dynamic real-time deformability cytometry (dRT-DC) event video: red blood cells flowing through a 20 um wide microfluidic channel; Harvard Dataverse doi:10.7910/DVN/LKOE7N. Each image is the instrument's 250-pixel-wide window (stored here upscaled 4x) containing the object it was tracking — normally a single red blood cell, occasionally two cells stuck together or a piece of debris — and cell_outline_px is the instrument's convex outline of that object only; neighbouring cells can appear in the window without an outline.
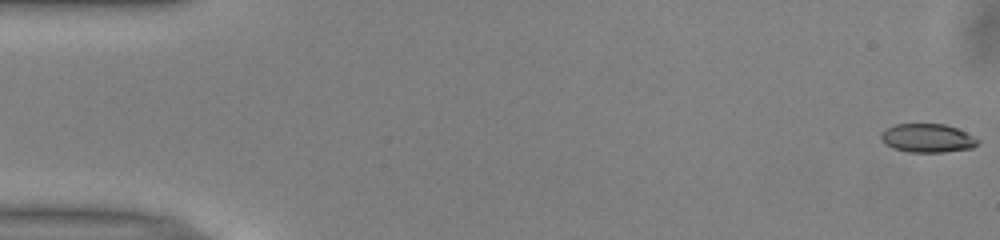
{"species": "common noctule bat (a hibernating species)", "species_latin": "Nyctalus noctula", "temperature_condition": "warm", "stored_images_in_passage": 52, "camera_frame_rate_fps": 3000, "um_per_image_px": 0.085, "animal": {"sex": "male", "body_mass_g": 13.0, "forearm_length_mm": 53.1}, "frame": {"image": 1, "passage_image": 1, "time_ms": 0.0, "image_size_px": [1000, 240], "cell_outline_px": [[980, 144], [972, 148], [944, 152], [908, 152], [892, 148], [884, 144], [880, 140], [880, 132], [896, 124], [944, 124], [956, 128], [980, 140]], "centroid_in_image_um": [78.81, 11.75], "position_along_channel_um": 6.2, "area_um2": 16.24}}
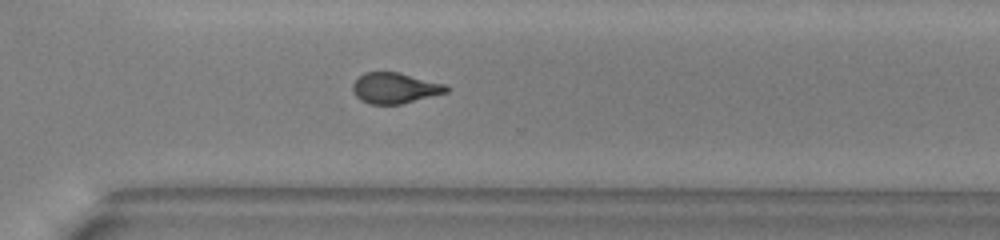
{"frame": {"image": 2, "passage_image": 37, "time_ms": 12.0, "image_size_px": [1000, 240], "cell_outline_px": [[448, 92], [400, 104], [372, 104], [360, 100], [356, 96], [352, 88], [352, 84], [364, 72], [400, 72], [444, 84], [448, 88]], "centroid_in_image_um": [33.55, 7.48], "position_along_channel_um": 337.1, "area_um2": 16.59}}
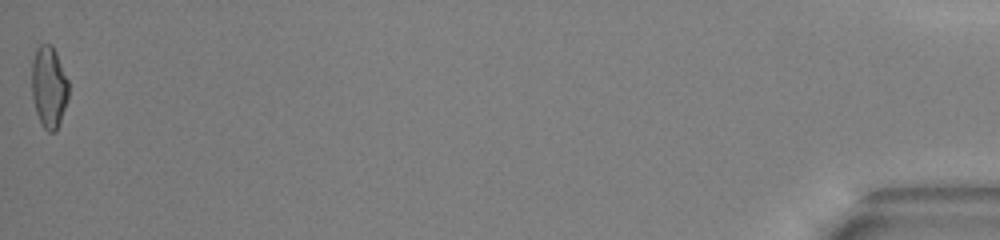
{"frame": {"image": 3, "passage_image": 52, "time_ms": 17.0, "image_size_px": [1000, 240], "cell_outline_px": [[68, 96], [56, 132], [48, 132], [44, 128], [36, 112], [32, 96], [32, 64], [36, 52], [40, 44], [52, 44], [56, 52], [68, 80]], "centroid_in_image_um": [4.16, 7.39], "position_along_channel_um": 431.0, "area_um2": 17.22}, "authors_computed_cell_mechanics": {"area_um2": 17.1955, "velocity_mm_per_s": 3.9846, "shape_relaxation_time_tau1_ms": 5.5628, "shape_relaxation_time_tau2_ms": 2.1195, "deformation_change_tau1": 0.1748, "deformation_change_tau2": 0.0911}}